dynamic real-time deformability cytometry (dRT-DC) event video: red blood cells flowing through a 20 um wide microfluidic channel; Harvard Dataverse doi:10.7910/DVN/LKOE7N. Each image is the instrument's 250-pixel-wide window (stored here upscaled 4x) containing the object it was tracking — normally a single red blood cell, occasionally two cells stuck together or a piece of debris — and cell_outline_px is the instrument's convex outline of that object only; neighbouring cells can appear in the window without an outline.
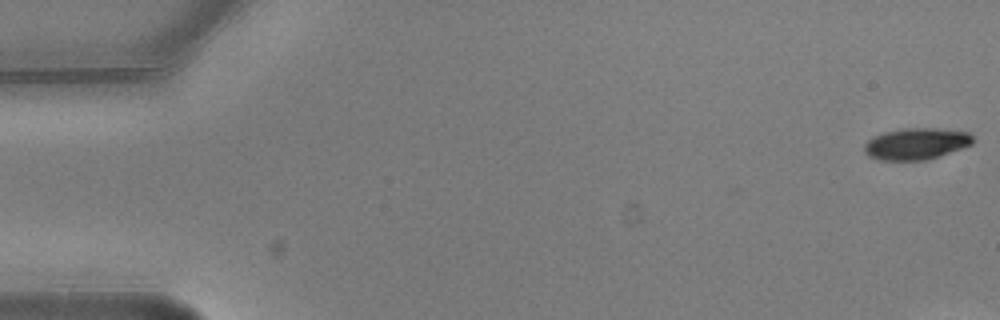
{"species": "common noctule bat (a hibernating species)", "species_latin": "Nyctalus noctula", "temperature_condition": "warm", "stored_images_in_passage": 8, "camera_frame_rate_fps": 3000, "um_per_image_px": 0.085, "animal": {"sex": "male", "body_mass_g": 20.5, "forearm_length_mm": 52.5}, "frame": {"image": 1, "passage_image": 1, "time_ms": 0.0, "image_size_px": [1000, 320], "cell_outline_px": [[972, 144], [924, 160], [880, 160], [868, 156], [864, 152], [864, 144], [868, 140], [884, 132], [904, 128], [936, 128], [968, 132], [972, 136]], "centroid_in_image_um": [77.83, 12.21], "position_along_channel_um": 7.2, "area_um2": 19.59}}
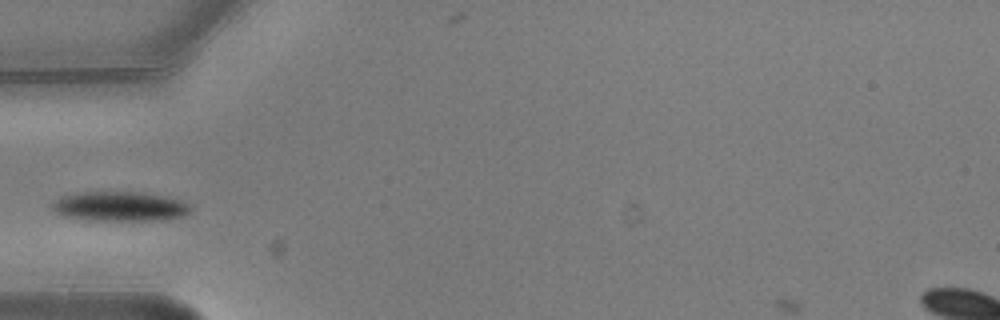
{"frame": {"image": 2, "passage_image": 7, "time_ms": 2.0, "image_size_px": [1000, 320], "cell_outline_px": [[192, 208], [184, 216], [160, 220], [84, 220], [64, 216], [56, 212], [52, 208], [52, 204], [60, 196], [84, 192], [144, 192], [164, 196], [180, 200], [188, 204]], "centroid_in_image_um": [10.18, 17.54], "position_along_channel_um": 74.8, "area_um2": 23.81}}